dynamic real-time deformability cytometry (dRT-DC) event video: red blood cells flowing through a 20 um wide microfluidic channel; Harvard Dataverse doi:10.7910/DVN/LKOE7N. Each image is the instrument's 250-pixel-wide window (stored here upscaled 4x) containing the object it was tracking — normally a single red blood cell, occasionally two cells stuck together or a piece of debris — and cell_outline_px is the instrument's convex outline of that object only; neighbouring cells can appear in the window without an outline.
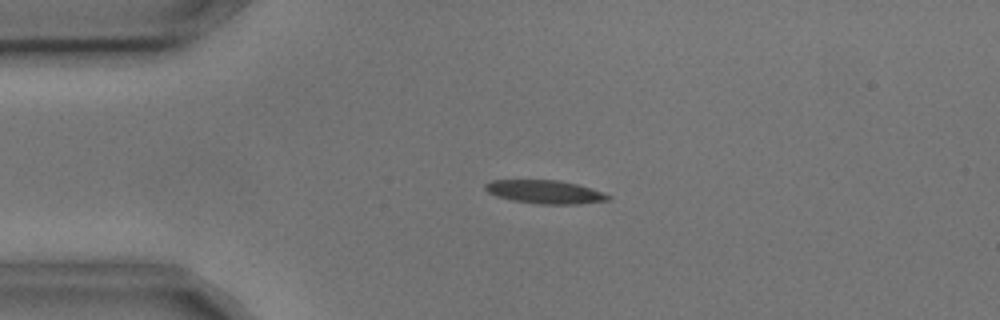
{"species": "common noctule bat (a hibernating species)", "species_latin": "Nyctalus noctula", "temperature_condition": "cold", "stored_images_in_passage": 1, "camera_frame_rate_fps": 3000, "um_per_image_px": 0.085, "animal": {"sex": "male", "body_mass_g": 17.9, "forearm_length_mm": 54.2}, "frame": {"image": 1, "passage_image": 1, "time_ms": 0.0, "image_size_px": [1000, 320], "cell_outline_px": [[612, 196], [608, 200], [580, 204], [540, 204], [512, 200], [496, 196], [488, 192], [484, 188], [484, 184], [492, 180], [556, 180], [576, 184]], "centroid_in_image_um": [46.27, 16.31], "position_along_channel_um": 38.7, "area_um2": 16.53}}